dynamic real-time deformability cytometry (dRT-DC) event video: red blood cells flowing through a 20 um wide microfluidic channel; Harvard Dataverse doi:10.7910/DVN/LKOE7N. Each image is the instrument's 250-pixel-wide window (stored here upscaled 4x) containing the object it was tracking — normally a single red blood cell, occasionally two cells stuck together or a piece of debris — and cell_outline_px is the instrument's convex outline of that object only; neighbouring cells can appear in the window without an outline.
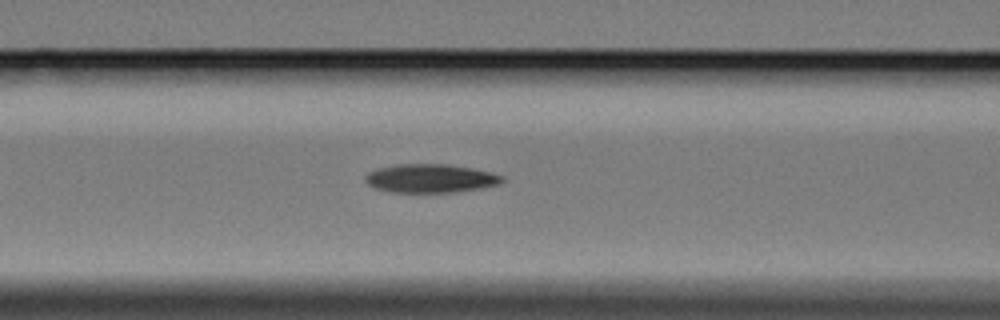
{"species": "Egyptian fruit bat (a non-hibernating species)", "species_latin": "Rousettus aegyptiacus", "temperature_condition": "cold", "stored_images_in_passage": 5, "camera_frame_rate_fps": 3000, "um_per_image_px": 0.085, "animal": {"sex": "female"}, "frame": {"image": 1, "passage_image": 5, "time_ms": 6.333, "image_size_px": [1000, 320], "cell_outline_px": [[504, 180], [500, 184], [480, 188], [452, 192], [392, 192], [376, 188], [368, 184], [364, 180], [364, 176], [368, 172], [376, 168], [396, 164], [448, 164], [472, 168], [492, 172], [504, 176]], "centroid_in_image_um": [36.58, 15.15], "position_along_channel_um": 130.0, "area_um2": 22.89}}